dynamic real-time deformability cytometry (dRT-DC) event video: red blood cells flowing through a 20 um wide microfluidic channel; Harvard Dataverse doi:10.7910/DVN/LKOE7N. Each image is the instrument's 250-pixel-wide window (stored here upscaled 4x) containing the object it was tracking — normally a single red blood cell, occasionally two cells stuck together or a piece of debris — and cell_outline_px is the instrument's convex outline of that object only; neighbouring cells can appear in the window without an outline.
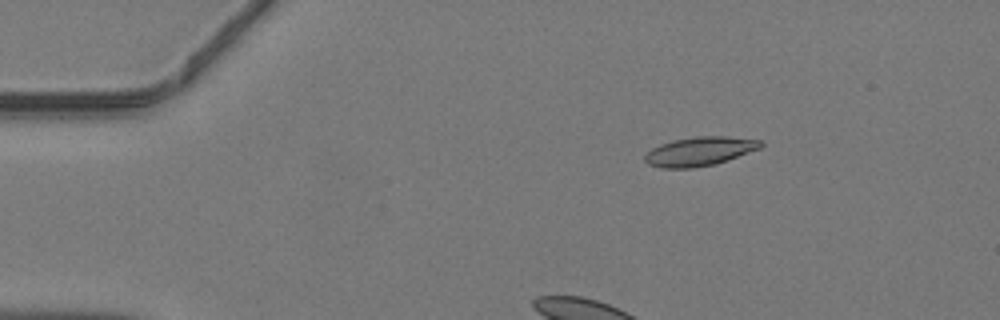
{"species": "common noctule bat (a hibernating species)", "species_latin": "Nyctalus noctula", "temperature_condition": "warm", "stored_images_in_passage": 39, "camera_frame_rate_fps": 3000, "um_per_image_px": 0.085, "animal": {"sex": "male", "body_mass_g": 19.2, "forearm_length_mm": 51.8}, "frame": {"image": 1, "passage_image": 1, "time_ms": 0.0, "image_size_px": [1000, 320], "cell_outline_px": [[764, 144], [760, 148], [728, 160], [716, 164], [692, 168], [660, 168], [648, 164], [644, 160], [644, 156], [652, 148], [660, 144], [676, 140], [696, 136], [728, 136], [764, 140]], "centroid_in_image_um": [59.5, 12.86], "position_along_channel_um": 25.5, "area_um2": 19.65}}
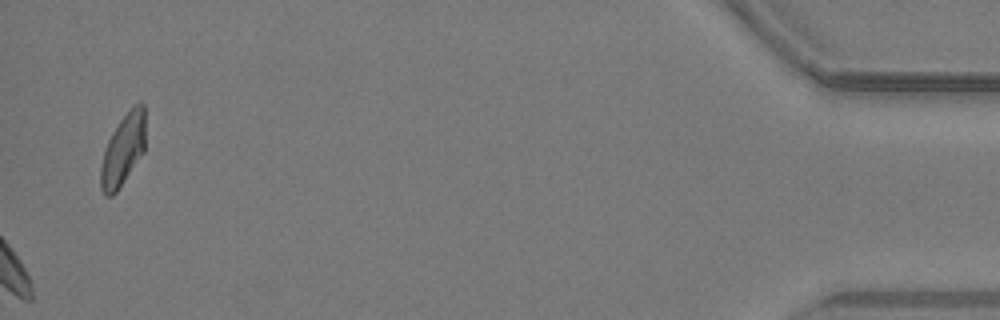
{"frame": {"image": 2, "passage_image": 39, "time_ms": 12.667, "image_size_px": [1000, 320], "cell_outline_px": [[144, 152], [116, 192], [112, 196], [104, 196], [100, 188], [100, 168], [104, 152], [108, 140], [112, 132], [120, 120], [140, 100], [144, 104]], "centroid_in_image_um": [10.44, 12.77], "position_along_channel_um": 424.8, "area_um2": 18.38}}